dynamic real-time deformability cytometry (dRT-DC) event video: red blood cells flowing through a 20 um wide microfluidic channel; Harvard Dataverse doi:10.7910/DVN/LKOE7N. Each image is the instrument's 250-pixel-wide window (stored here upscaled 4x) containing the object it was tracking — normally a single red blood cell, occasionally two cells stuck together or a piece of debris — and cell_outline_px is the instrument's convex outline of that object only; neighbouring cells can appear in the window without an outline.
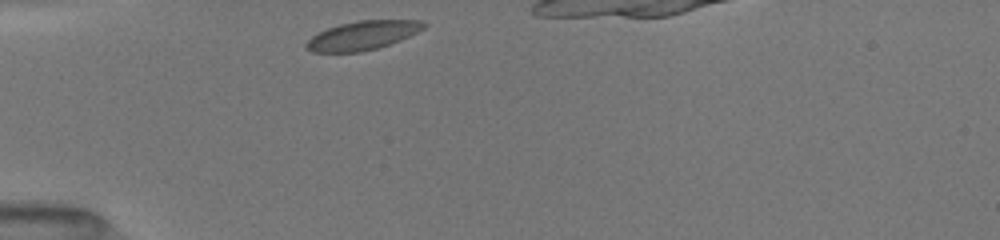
{"species": "common noctule bat (a hibernating species)", "species_latin": "Nyctalus noctula", "temperature_condition": "room temperature", "stored_images_in_passage": 31, "camera_frame_rate_fps": 3000, "um_per_image_px": 0.085, "animal": {"sex": "female", "body_mass_g": 19.5, "forearm_length_mm": 54.1}, "frame": {"image": 1, "passage_image": 1, "time_ms": 0.0, "image_size_px": [1000, 240], "cell_outline_px": [[428, 24], [424, 28], [400, 40], [376, 48], [360, 52], [312, 52], [304, 44], [312, 36], [328, 28], [340, 24], [360, 20], [424, 20]], "centroid_in_image_um": [30.84, 3.0], "position_along_channel_um": 54.2, "area_um2": 19.54}}
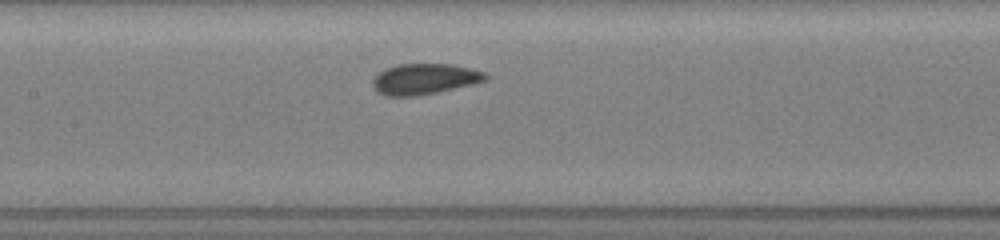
{"frame": {"image": 2, "passage_image": 11, "time_ms": 3.333, "image_size_px": [1000, 240], "cell_outline_px": [[488, 80], [472, 84], [436, 92], [416, 96], [384, 96], [376, 92], [372, 84], [372, 80], [380, 72], [388, 68], [400, 64], [452, 64], [484, 72], [488, 76]], "centroid_in_image_um": [36.07, 6.72], "position_along_channel_um": 171.3, "area_um2": 20.06}}
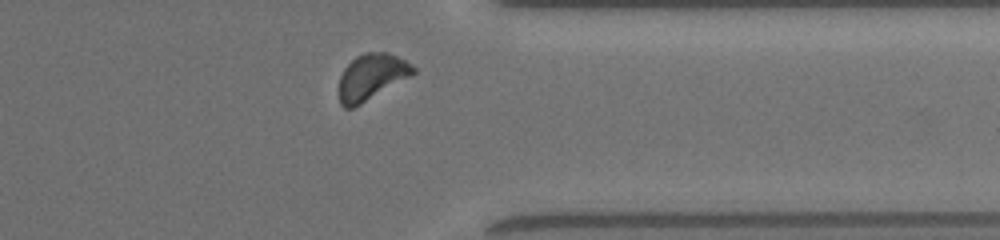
{"frame": {"image": 3, "passage_image": 27, "time_ms": 8.667, "image_size_px": [1000, 240], "cell_outline_px": [[416, 72], [412, 76], [360, 104], [352, 108], [344, 108], [340, 104], [340, 76], [344, 68], [356, 56], [364, 52], [388, 52], [404, 60], [416, 68]], "centroid_in_image_um": [31.59, 6.52], "position_along_channel_um": 379.8, "area_um2": 19.77}}